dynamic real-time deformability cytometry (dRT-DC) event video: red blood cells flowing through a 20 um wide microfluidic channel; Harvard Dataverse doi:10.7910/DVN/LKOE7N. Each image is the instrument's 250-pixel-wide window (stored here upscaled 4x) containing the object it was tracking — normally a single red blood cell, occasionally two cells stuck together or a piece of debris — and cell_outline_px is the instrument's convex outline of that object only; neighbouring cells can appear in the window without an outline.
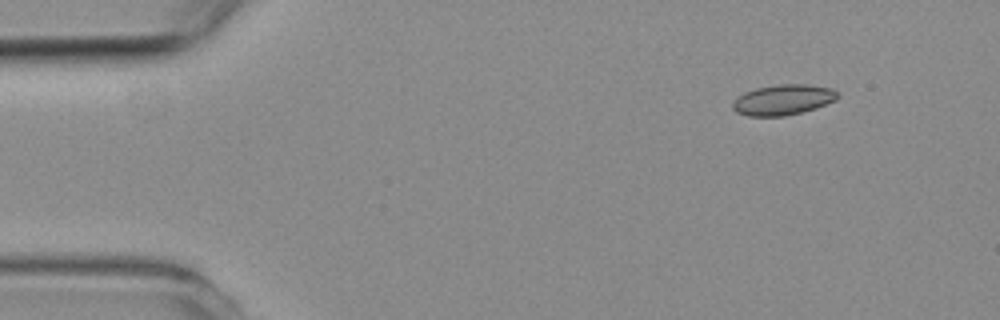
{"species": "common noctule bat (a hibernating species)", "species_latin": "Nyctalus noctula", "temperature_condition": "room temperature", "stored_images_in_passage": 6, "camera_frame_rate_fps": 3000, "um_per_image_px": 0.085, "animal": {"sex": "female", "body_mass_g": 19.3, "forearm_length_mm": 54.1}, "frame": {"image": 1, "passage_image": 1, "time_ms": 0.0, "image_size_px": [1000, 320], "cell_outline_px": [[840, 96], [836, 100], [816, 108], [784, 116], [748, 116], [736, 112], [732, 108], [732, 100], [736, 96], [744, 92], [756, 88], [780, 84], [808, 84], [832, 88]], "centroid_in_image_um": [66.53, 8.48], "position_along_channel_um": 18.5, "area_um2": 18.79}}
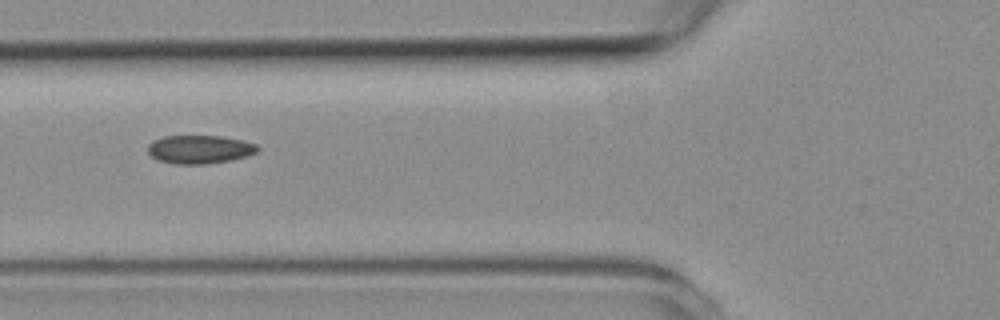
{"frame": {"image": 2, "passage_image": 5, "time_ms": 4.667, "image_size_px": [1000, 320], "cell_outline_px": [[260, 148], [256, 152], [248, 156], [232, 160], [208, 164], [176, 164], [156, 160], [148, 152], [148, 144], [152, 140], [164, 136], [220, 136], [244, 140], [256, 144]], "centroid_in_image_um": [16.97, 12.7], "position_along_channel_um": 108.8, "area_um2": 18.38}}
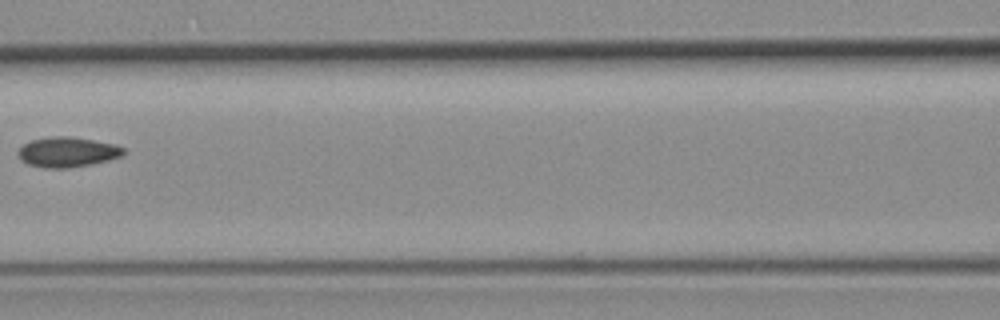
{"frame": {"image": 3, "passage_image": 6, "time_ms": 6.0, "image_size_px": [1000, 320], "cell_outline_px": [[124, 156], [92, 164], [68, 168], [44, 168], [28, 164], [20, 160], [16, 152], [24, 144], [32, 140], [52, 136], [68, 136], [116, 144], [124, 148]], "centroid_in_image_um": [5.72, 12.93], "position_along_channel_um": 160.9, "area_um2": 18.55}}